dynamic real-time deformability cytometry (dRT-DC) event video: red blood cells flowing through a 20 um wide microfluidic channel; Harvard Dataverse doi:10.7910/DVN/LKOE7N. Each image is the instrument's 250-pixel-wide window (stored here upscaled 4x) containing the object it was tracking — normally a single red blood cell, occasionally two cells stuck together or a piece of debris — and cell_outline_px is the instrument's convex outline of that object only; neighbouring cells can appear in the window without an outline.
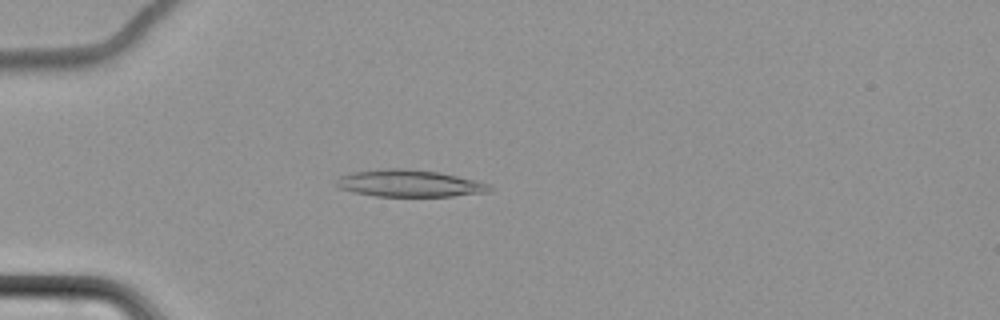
{"species": "common noctule bat (a hibernating species)", "species_latin": "Nyctalus noctula", "temperature_condition": "cold", "stored_images_in_passage": 3, "camera_frame_rate_fps": 3000, "um_per_image_px": 0.085, "animal": {"sex": "female", "body_mass_g": 22.7, "forearm_length_mm": 54.2}, "frame": {"image": 1, "passage_image": 3, "time_ms": 3.0, "image_size_px": [1000, 320], "cell_outline_px": [[492, 192], [452, 196], [376, 196], [352, 192], [340, 188], [336, 184], [336, 180], [340, 176], [352, 172], [384, 168], [404, 168], [440, 172], [476, 180], [492, 184]], "centroid_in_image_um": [34.85, 15.58], "position_along_channel_um": 50.2, "area_um2": 24.33}}